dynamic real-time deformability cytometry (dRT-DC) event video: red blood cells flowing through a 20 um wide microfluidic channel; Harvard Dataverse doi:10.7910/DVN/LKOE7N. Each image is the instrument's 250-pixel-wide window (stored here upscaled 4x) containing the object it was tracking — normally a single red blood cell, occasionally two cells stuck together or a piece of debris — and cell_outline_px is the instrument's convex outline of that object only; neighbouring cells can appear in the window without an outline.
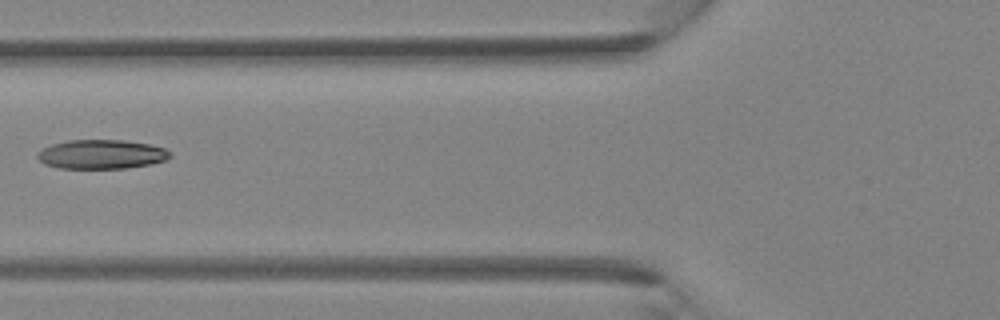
{"species": "Egyptian fruit bat (a non-hibernating species)", "species_latin": "Rousettus aegyptiacus", "temperature_condition": "room temperature", "stored_images_in_passage": 3, "camera_frame_rate_fps": 3000, "um_per_image_px": 0.085, "animal": {"sex": "female"}, "frame": {"image": 1, "passage_image": 3, "time_ms": 0.667, "image_size_px": [1000, 320], "cell_outline_px": [[172, 156], [168, 160], [152, 164], [124, 168], [60, 168], [44, 164], [36, 156], [36, 152], [52, 144], [68, 140], [124, 140], [148, 144], [164, 148], [172, 152]], "centroid_in_image_um": [8.65, 13.11], "position_along_channel_um": 117.1, "area_um2": 22.66}}